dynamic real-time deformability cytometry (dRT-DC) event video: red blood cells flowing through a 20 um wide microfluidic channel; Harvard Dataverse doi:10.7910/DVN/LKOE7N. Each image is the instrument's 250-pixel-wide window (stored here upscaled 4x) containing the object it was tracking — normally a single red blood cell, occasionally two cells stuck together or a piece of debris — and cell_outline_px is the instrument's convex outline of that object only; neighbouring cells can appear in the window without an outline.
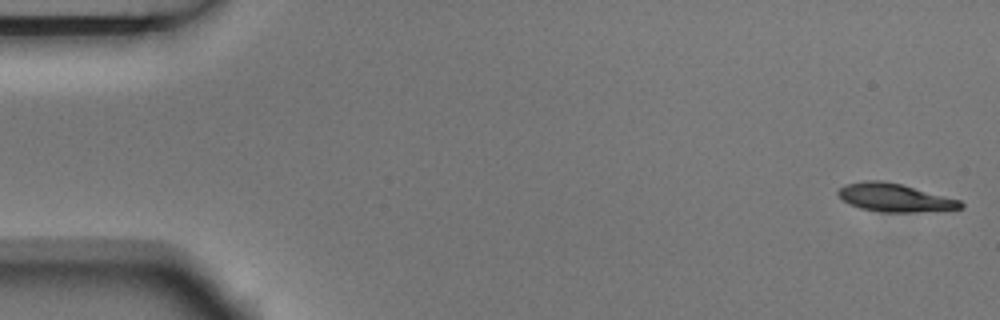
{"species": "Egyptian fruit bat (a non-hibernating species)", "species_latin": "Rousettus aegyptiacus", "temperature_condition": "room temperature", "stored_images_in_passage": 4, "camera_frame_rate_fps": 3000, "um_per_image_px": 0.085, "animal": {"sex": "male"}, "frame": {"image": 1, "passage_image": 1, "time_ms": 0.0, "image_size_px": [1000, 320], "cell_outline_px": [[964, 208], [912, 212], [884, 212], [860, 208], [844, 200], [836, 192], [840, 188], [848, 184], [868, 180], [880, 180], [900, 184], [960, 200], [964, 204]], "centroid_in_image_um": [76.07, 16.8], "position_along_channel_um": 8.9, "area_um2": 19.59}}
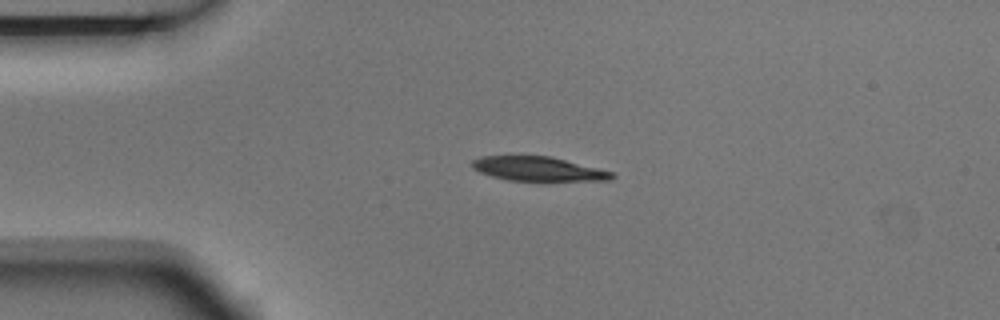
{"frame": {"image": 2, "passage_image": 4, "time_ms": 1.0, "image_size_px": [1000, 320], "cell_outline_px": [[616, 176], [612, 180], [508, 180], [492, 176], [480, 172], [472, 168], [472, 160], [480, 156], [552, 156], [616, 172]], "centroid_in_image_um": [45.8, 14.34], "position_along_channel_um": 39.2, "area_um2": 19.77}}